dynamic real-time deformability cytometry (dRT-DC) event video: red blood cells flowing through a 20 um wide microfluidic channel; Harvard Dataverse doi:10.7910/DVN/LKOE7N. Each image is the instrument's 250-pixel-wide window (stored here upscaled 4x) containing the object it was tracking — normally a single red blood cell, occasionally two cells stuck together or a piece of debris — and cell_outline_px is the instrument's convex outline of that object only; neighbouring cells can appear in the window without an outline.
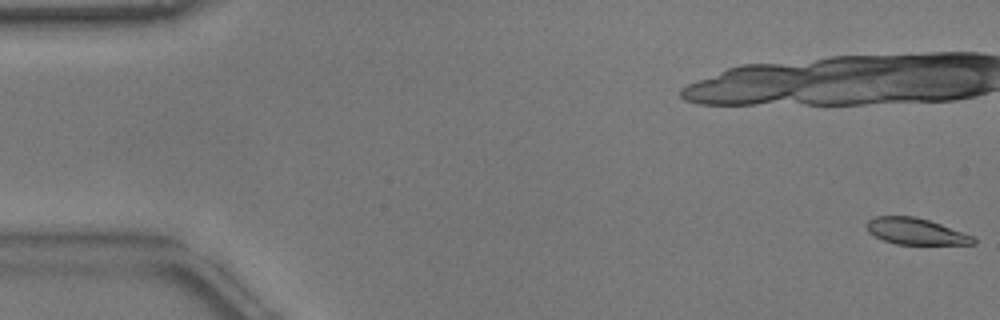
{"species": "common noctule bat (a hibernating species)", "species_latin": "Nyctalus noctula", "temperature_condition": "warm", "stored_images_in_passage": 20, "camera_frame_rate_fps": 3000, "um_per_image_px": 0.085, "animal": {"sex": "male", "body_mass_g": 17.9}, "frame": {"image": 1, "passage_image": 1, "time_ms": 0.0, "image_size_px": [1000, 320], "cell_outline_px": [[976, 244], [896, 244], [884, 240], [868, 232], [864, 224], [868, 220], [876, 216], [916, 216], [940, 224], [972, 236], [976, 240]], "centroid_in_image_um": [77.79, 19.66], "position_along_channel_um": 7.2, "area_um2": 16.24}}